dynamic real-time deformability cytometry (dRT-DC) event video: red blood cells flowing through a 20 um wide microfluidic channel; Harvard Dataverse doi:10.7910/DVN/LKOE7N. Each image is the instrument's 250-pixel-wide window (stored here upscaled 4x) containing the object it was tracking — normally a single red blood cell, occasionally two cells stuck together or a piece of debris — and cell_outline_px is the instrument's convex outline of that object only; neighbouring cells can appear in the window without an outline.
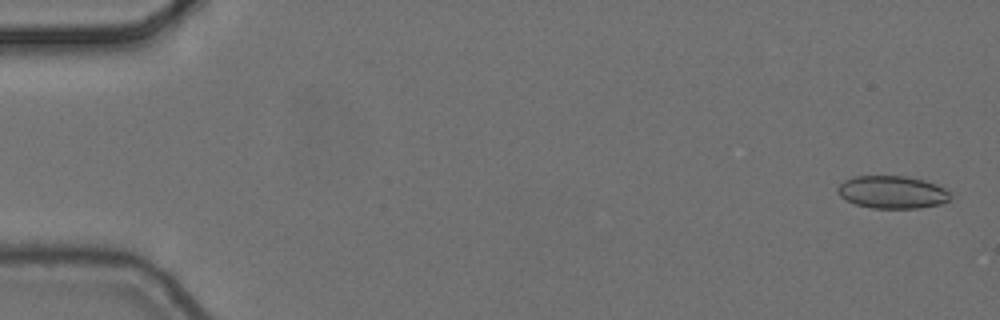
{"species": "common noctule bat (a hibernating species)", "species_latin": "Nyctalus noctula", "temperature_condition": "cold", "stored_images_in_passage": 5, "camera_frame_rate_fps": 3000, "um_per_image_px": 0.085, "animal": {"sex": "female", "body_mass_g": 24.6, "forearm_length_mm": 56.2}, "frame": {"image": 1, "passage_image": 1, "time_ms": 0.0, "image_size_px": [1000, 320], "cell_outline_px": [[948, 200], [940, 204], [920, 208], [872, 208], [856, 204], [840, 196], [836, 192], [836, 188], [844, 180], [852, 176], [908, 176], [924, 180], [936, 184], [944, 188], [948, 192]], "centroid_in_image_um": [75.8, 16.32], "position_along_channel_um": 9.2, "area_um2": 21.39}}
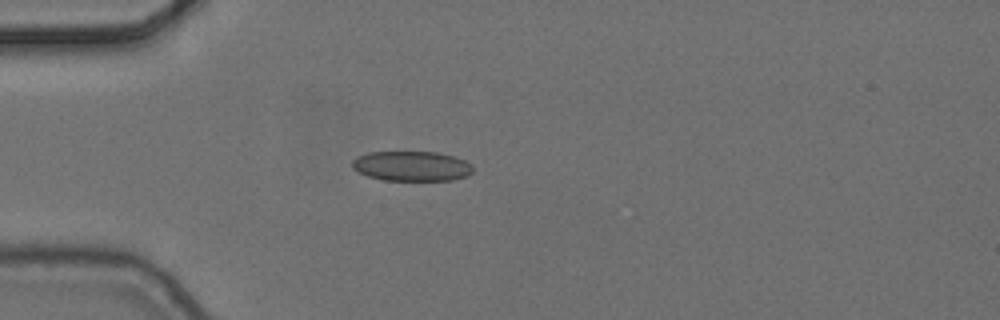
{"frame": {"image": 2, "passage_image": 5, "time_ms": 1.333, "image_size_px": [1000, 320], "cell_outline_px": [[472, 172], [468, 176], [452, 180], [384, 180], [368, 176], [352, 168], [352, 160], [368, 152], [436, 152], [452, 156], [464, 160], [472, 164]], "centroid_in_image_um": [35.01, 14.12], "position_along_channel_um": 50.0, "area_um2": 20.92}}